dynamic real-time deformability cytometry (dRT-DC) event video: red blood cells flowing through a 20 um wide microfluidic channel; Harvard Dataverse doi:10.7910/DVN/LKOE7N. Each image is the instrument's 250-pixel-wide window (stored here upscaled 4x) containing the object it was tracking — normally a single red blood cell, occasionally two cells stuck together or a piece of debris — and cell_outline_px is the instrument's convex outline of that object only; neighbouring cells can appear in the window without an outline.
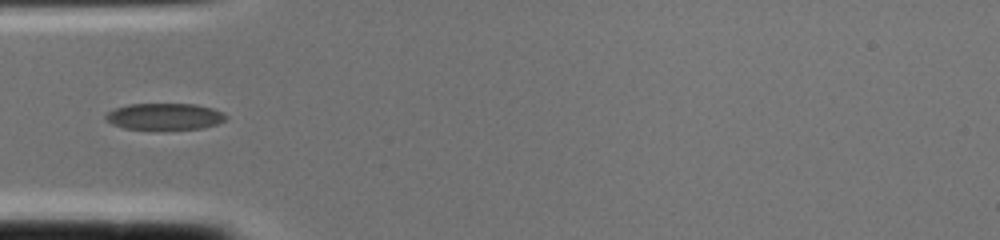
{"species": "common noctule bat (a hibernating species)", "species_latin": "Nyctalus noctula", "temperature_condition": "cold", "stored_images_in_passage": 2, "camera_frame_rate_fps": 3000, "um_per_image_px": 0.085, "animal": {"sex": "female", "body_mass_g": 22.0, "forearm_length_mm": 56.7}, "frame": {"image": 1, "passage_image": 2, "time_ms": 0.333, "image_size_px": [1000, 240], "cell_outline_px": [[228, 116], [224, 120], [216, 124], [204, 128], [124, 128], [112, 124], [104, 120], [104, 116], [108, 112], [116, 108], [128, 104], [196, 104], [212, 108], [224, 112]], "centroid_in_image_um": [13.99, 9.88], "position_along_channel_um": 71.0, "area_um2": 18.32}}